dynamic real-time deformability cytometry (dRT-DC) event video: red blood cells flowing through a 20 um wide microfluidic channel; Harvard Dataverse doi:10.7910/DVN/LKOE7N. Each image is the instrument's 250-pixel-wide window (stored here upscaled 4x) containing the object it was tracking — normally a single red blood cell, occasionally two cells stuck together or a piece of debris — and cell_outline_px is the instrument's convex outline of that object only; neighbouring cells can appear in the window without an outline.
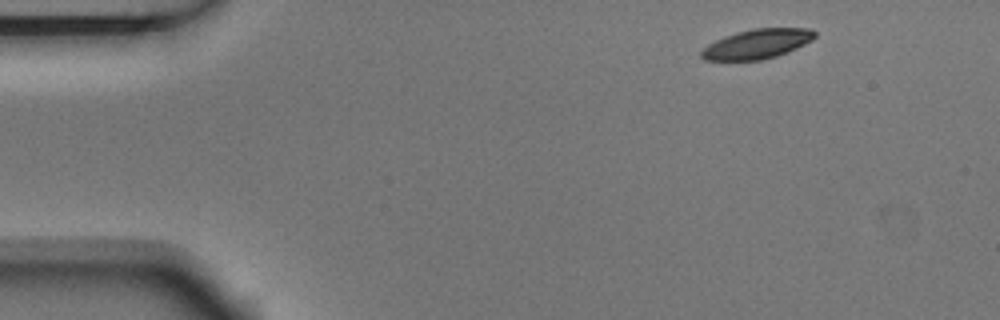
{"species": "Egyptian fruit bat (a non-hibernating species)", "species_latin": "Rousettus aegyptiacus", "temperature_condition": "room temperature", "stored_images_in_passage": 5, "camera_frame_rate_fps": 3000, "um_per_image_px": 0.085, "animal": {"sex": "male"}, "frame": {"image": 1, "passage_image": 1, "time_ms": 0.0, "image_size_px": [1000, 320], "cell_outline_px": [[816, 36], [812, 40], [796, 48], [776, 56], [760, 60], [704, 60], [700, 56], [700, 52], [708, 44], [724, 36], [736, 32], [752, 28], [812, 28], [816, 32]], "centroid_in_image_um": [64.35, 3.72], "position_along_channel_um": 20.6, "area_um2": 19.54}}
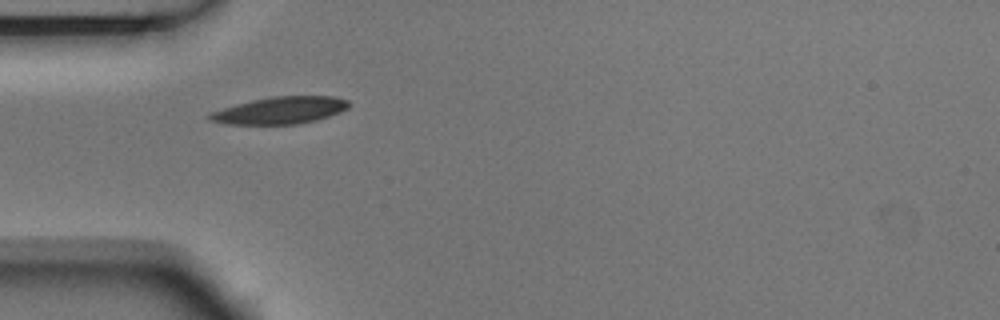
{"frame": {"image": 2, "passage_image": 4, "time_ms": 1.0, "image_size_px": [1000, 320], "cell_outline_px": [[348, 108], [340, 112], [316, 120], [296, 124], [228, 124], [208, 120], [208, 116], [212, 112], [236, 104], [252, 100], [272, 96], [332, 96], [348, 100]], "centroid_in_image_um": [23.82, 9.38], "position_along_channel_um": 61.2, "area_um2": 21.73}}
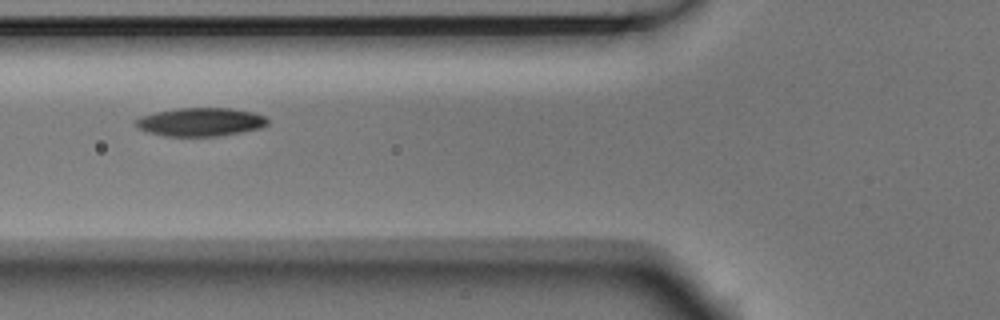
{"frame": {"image": 3, "passage_image": 5, "time_ms": 1.333, "image_size_px": [1000, 320], "cell_outline_px": [[268, 124], [260, 128], [220, 136], [164, 136], [148, 132], [136, 128], [136, 120], [140, 116], [156, 112], [180, 108], [232, 108], [252, 112], [268, 116]], "centroid_in_image_um": [17.06, 10.37], "position_along_channel_um": 108.7, "area_um2": 21.91}}